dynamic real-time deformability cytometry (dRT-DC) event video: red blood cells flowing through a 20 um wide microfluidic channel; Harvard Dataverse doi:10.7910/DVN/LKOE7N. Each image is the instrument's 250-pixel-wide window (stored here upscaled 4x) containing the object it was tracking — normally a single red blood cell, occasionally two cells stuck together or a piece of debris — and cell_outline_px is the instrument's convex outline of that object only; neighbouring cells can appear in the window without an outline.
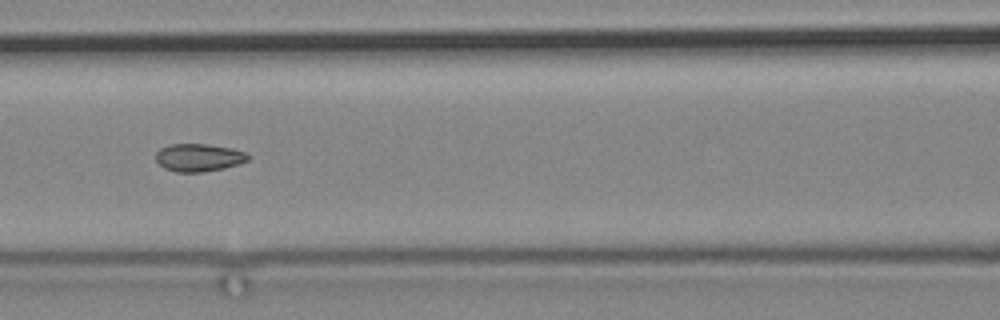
{"species": "common noctule bat (a hibernating species)", "species_latin": "Nyctalus noctula", "temperature_condition": "cold", "stored_images_in_passage": 9, "camera_frame_rate_fps": 3000, "um_per_image_px": 0.085, "animal": {"sex": "male", "body_mass_g": 19.2, "forearm_length_mm": 51.8}, "frame": {"image": 1, "passage_image": 9, "time_ms": 9.667, "image_size_px": [1000, 320], "cell_outline_px": [[248, 160], [240, 164], [224, 168], [200, 172], [176, 172], [164, 168], [156, 160], [156, 152], [160, 148], [172, 144], [208, 144], [232, 148], [244, 152], [248, 156]], "centroid_in_image_um": [16.88, 13.39], "position_along_channel_um": 149.7, "area_um2": 14.85}}